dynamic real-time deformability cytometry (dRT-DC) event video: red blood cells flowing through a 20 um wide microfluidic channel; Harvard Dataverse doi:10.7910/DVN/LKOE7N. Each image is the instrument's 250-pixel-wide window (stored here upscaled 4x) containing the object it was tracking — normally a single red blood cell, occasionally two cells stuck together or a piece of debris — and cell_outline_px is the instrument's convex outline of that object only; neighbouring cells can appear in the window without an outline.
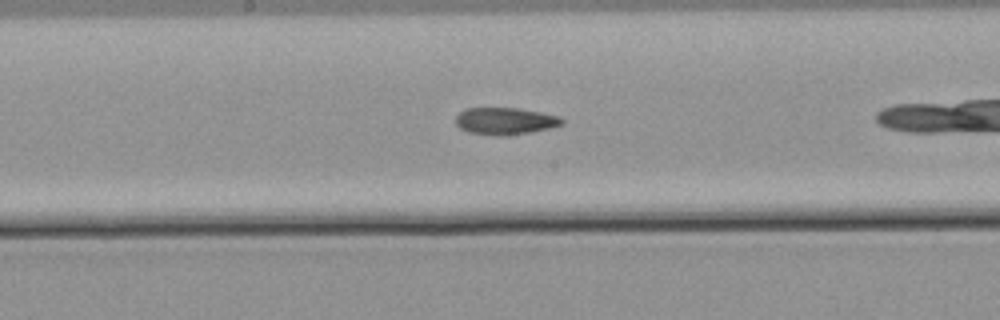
{"species": "common noctule bat (a hibernating species)", "species_latin": "Nyctalus noctula", "temperature_condition": "warm", "stored_images_in_passage": 20, "camera_frame_rate_fps": 3000, "um_per_image_px": 0.085, "animal": {"sex": "male", "body_mass_g": 21.5, "forearm_length_mm": 52.0}, "frame": {"image": 1, "passage_image": 5, "time_ms": 1.333, "image_size_px": [1000, 320], "cell_outline_px": [[564, 124], [532, 132], [500, 136], [496, 136], [468, 132], [460, 128], [456, 124], [456, 116], [464, 108], [516, 108], [540, 112], [560, 116], [564, 120]], "centroid_in_image_um": [42.93, 10.29], "position_along_channel_um": 205.3, "area_um2": 16.76}}
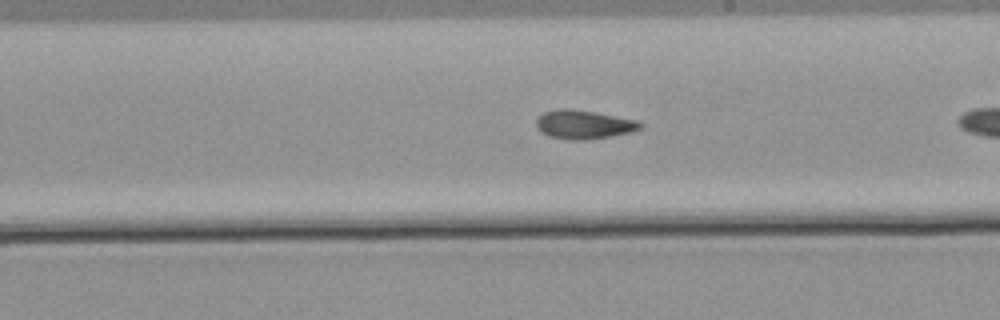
{"frame": {"image": 2, "passage_image": 8, "time_ms": 2.333, "image_size_px": [1000, 320], "cell_outline_px": [[644, 128], [632, 132], [612, 136], [584, 140], [572, 140], [548, 136], [540, 132], [536, 128], [536, 116], [544, 112], [556, 108], [568, 108], [596, 112], [636, 120], [644, 124]], "centroid_in_image_um": [49.6, 10.58], "position_along_channel_um": 239.4, "area_um2": 17.8}}